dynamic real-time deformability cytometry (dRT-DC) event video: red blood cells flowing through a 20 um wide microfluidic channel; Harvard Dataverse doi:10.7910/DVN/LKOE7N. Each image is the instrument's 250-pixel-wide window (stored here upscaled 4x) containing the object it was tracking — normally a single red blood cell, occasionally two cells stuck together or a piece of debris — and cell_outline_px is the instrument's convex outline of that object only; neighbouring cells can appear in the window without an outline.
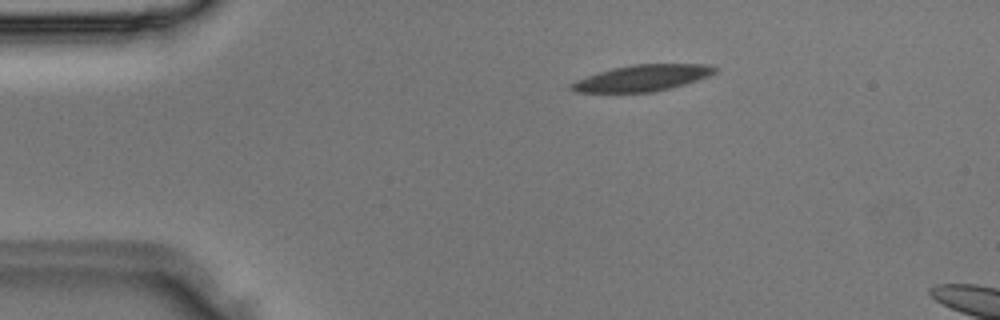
{"species": "Egyptian fruit bat (a non-hibernating species)", "species_latin": "Rousettus aegyptiacus", "temperature_condition": "room temperature", "stored_images_in_passage": 2, "camera_frame_rate_fps": 3000, "um_per_image_px": 0.085, "animal": {"sex": "male"}, "frame": {"image": 1, "passage_image": 1, "time_ms": 0.0, "image_size_px": [1000, 320], "cell_outline_px": [[720, 68], [716, 72], [708, 76], [684, 84], [652, 92], [576, 92], [568, 88], [568, 84], [576, 80], [612, 68], [632, 64], [712, 64]], "centroid_in_image_um": [54.61, 6.62], "position_along_channel_um": 30.4, "area_um2": 21.91}}